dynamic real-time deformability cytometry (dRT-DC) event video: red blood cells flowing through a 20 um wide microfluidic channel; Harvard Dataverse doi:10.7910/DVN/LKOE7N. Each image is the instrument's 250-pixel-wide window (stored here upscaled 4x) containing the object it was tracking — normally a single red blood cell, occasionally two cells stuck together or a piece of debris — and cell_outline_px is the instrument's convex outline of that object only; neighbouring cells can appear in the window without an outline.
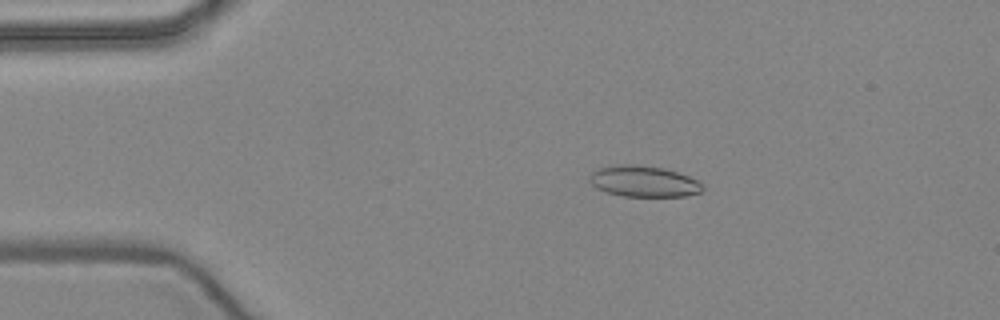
{"species": "common noctule bat (a hibernating species)", "species_latin": "Nyctalus noctula", "temperature_condition": "warm", "stored_images_in_passage": 10, "camera_frame_rate_fps": 3000, "um_per_image_px": 0.085, "animal": {"sex": "female", "body_mass_g": 24.6, "forearm_length_mm": 56.2}, "frame": {"image": 1, "passage_image": 4, "time_ms": 1.0, "image_size_px": [1000, 320], "cell_outline_px": [[704, 188], [700, 192], [688, 196], [624, 196], [608, 192], [596, 188], [592, 184], [592, 172], [600, 168], [616, 164], [636, 164], [664, 168], [688, 176], [704, 184]], "centroid_in_image_um": [54.76, 15.41], "position_along_channel_um": 30.2, "area_um2": 20.29}}